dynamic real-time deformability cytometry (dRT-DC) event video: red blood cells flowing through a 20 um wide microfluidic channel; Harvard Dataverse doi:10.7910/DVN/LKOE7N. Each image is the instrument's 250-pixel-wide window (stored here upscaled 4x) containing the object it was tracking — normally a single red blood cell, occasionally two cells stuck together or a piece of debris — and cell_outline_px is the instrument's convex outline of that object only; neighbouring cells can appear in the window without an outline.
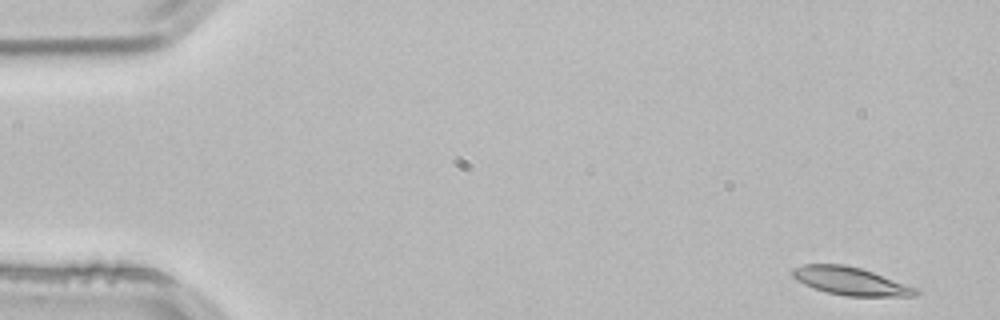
{"species": "common noctule bat (a hibernating species)", "species_latin": "Nyctalus noctula", "temperature_condition": "room temperature", "stored_images_in_passage": 25, "camera_frame_rate_fps": 3000, "um_per_image_px": 0.085, "animal": {"sex": "male", "body_mass_g": 21.5, "forearm_length_mm": 52.0}, "frame": {"image": 1, "passage_image": 1, "time_ms": 0.0, "image_size_px": [1000, 320], "cell_outline_px": [[920, 292], [916, 296], [848, 296], [828, 292], [804, 284], [796, 280], [792, 276], [792, 268], [804, 264], [844, 264], [860, 268], [920, 288]], "centroid_in_image_um": [72.33, 23.89], "position_along_channel_um": 12.7, "area_um2": 20.06}}
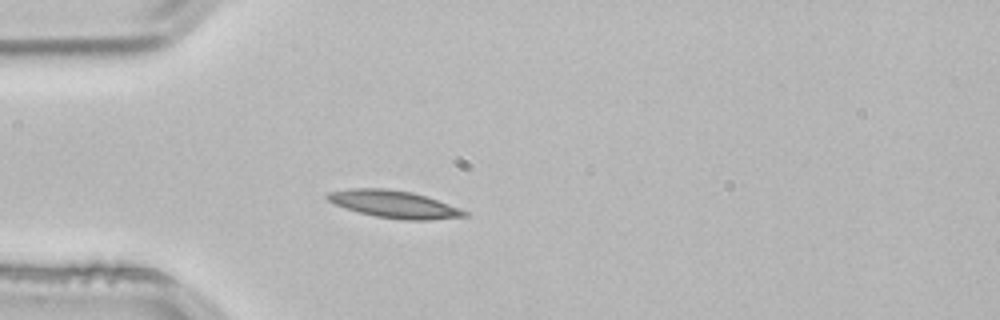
{"frame": {"image": 2, "passage_image": 13, "time_ms": 4.0, "image_size_px": [1000, 320], "cell_outline_px": [[468, 216], [428, 220], [404, 220], [376, 216], [360, 212], [336, 204], [328, 200], [324, 196], [328, 192], [348, 188], [388, 188], [412, 192], [460, 208], [468, 212]], "centroid_in_image_um": [33.49, 17.35], "position_along_channel_um": 51.5, "area_um2": 21.62}}
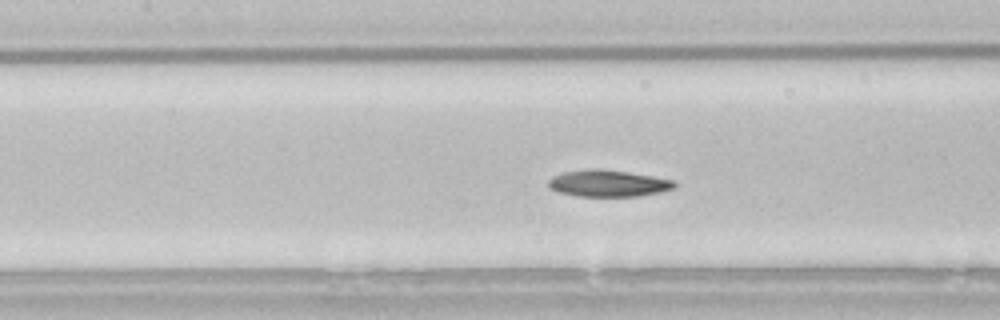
{"frame": {"image": 3, "passage_image": 22, "time_ms": 7.0, "image_size_px": [1000, 320], "cell_outline_px": [[676, 188], [660, 192], [640, 196], [580, 196], [556, 192], [548, 188], [548, 180], [552, 176], [564, 172], [588, 168], [600, 168], [628, 172], [676, 180]], "centroid_in_image_um": [51.69, 15.58], "position_along_channel_um": 155.7, "area_um2": 19.88}}